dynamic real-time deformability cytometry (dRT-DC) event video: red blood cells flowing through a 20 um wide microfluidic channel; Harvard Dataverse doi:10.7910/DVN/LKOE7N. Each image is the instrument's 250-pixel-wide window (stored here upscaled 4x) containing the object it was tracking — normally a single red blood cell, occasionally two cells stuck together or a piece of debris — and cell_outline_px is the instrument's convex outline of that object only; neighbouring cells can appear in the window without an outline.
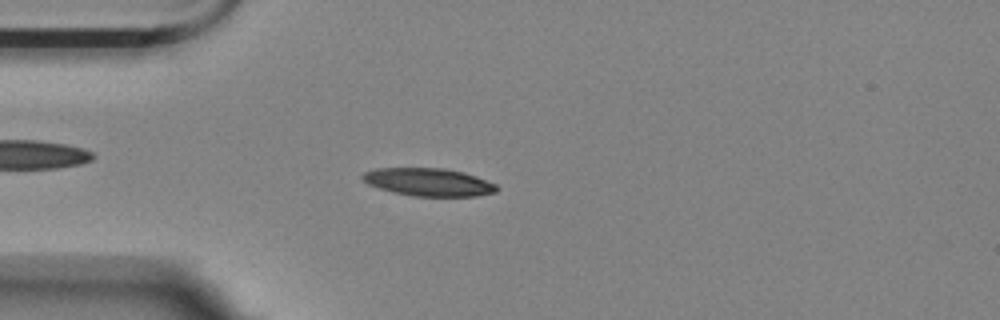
{"species": "Egyptian fruit bat (a non-hibernating species)", "species_latin": "Rousettus aegyptiacus", "temperature_condition": "room temperature", "stored_images_in_passage": 56, "camera_frame_rate_fps": 3000, "um_per_image_px": 0.085, "animal": {"sex": "female"}, "frame": {"image": 1, "passage_image": 14, "time_ms": 4.333, "image_size_px": [1000, 320], "cell_outline_px": [[500, 188], [496, 192], [476, 196], [412, 196], [392, 192], [368, 184], [360, 176], [364, 172], [376, 168], [444, 168], [464, 172], [476, 176], [496, 184]], "centroid_in_image_um": [36.44, 15.48], "position_along_channel_um": 48.6, "area_um2": 21.85}}
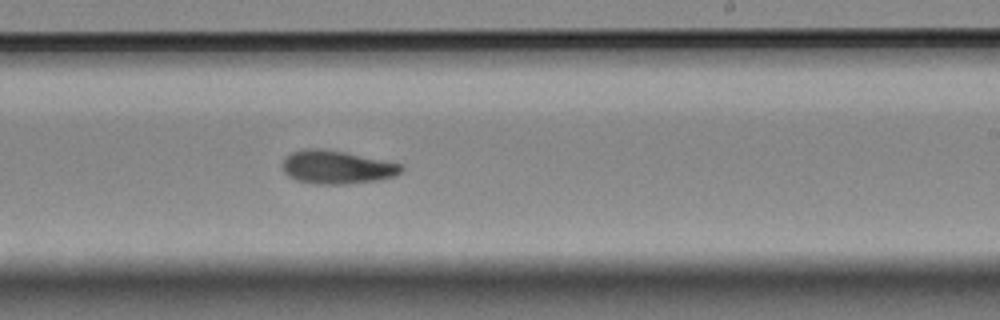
{"frame": {"image": 2, "passage_image": 33, "time_ms": 10.667, "image_size_px": [1000, 320], "cell_outline_px": [[404, 168], [396, 176], [376, 180], [348, 184], [316, 184], [296, 180], [288, 176], [284, 172], [280, 164], [284, 156], [292, 152], [304, 148], [324, 148], [344, 152], [400, 164]], "centroid_in_image_um": [28.55, 14.2], "position_along_channel_um": 260.5, "area_um2": 23.18}}
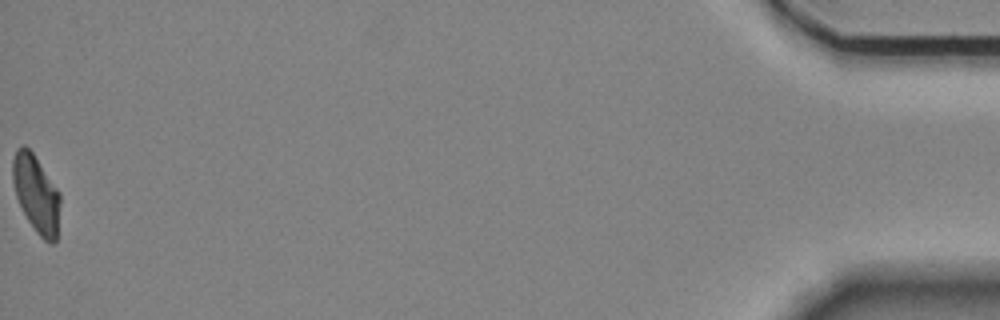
{"frame": {"image": 3, "passage_image": 56, "time_ms": 18.333, "image_size_px": [1000, 320], "cell_outline_px": [[60, 204], [56, 240], [52, 244], [48, 244], [36, 232], [28, 220], [16, 196], [12, 180], [12, 160], [16, 148], [24, 144], [32, 152], [60, 192]], "centroid_in_image_um": [3.07, 16.47], "position_along_channel_um": 432.1, "area_um2": 21.39}, "authors_computed_cell_mechanics": {"area_um2": 22.253, "velocity_mm_per_s": 3.5168, "shape_relaxation_time_tau1_ms": 5.6299, "shape_relaxation_time_tau2_ms": null, "deformation_change_tau1": 0.1517, "deformation_change_tau2": null}}